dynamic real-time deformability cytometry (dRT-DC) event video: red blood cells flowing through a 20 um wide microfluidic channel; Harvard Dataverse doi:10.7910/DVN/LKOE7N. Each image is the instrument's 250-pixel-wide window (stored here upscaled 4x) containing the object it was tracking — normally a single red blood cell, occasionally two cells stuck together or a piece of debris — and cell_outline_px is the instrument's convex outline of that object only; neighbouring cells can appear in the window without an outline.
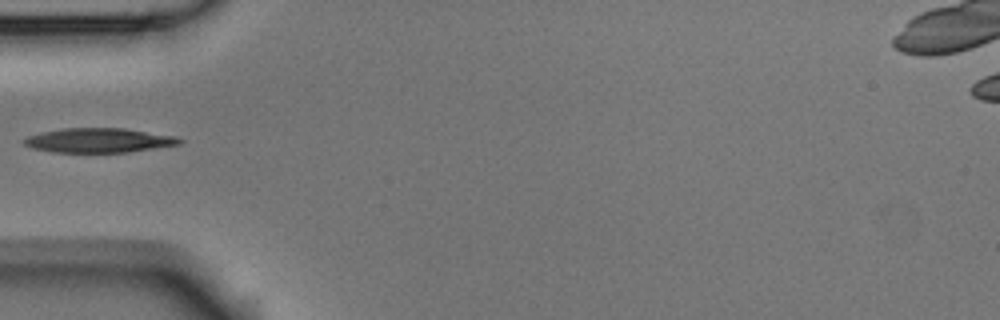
{"species": "Egyptian fruit bat (a non-hibernating species)", "species_latin": "Rousettus aegyptiacus", "temperature_condition": "room temperature", "stored_images_in_passage": 37, "camera_frame_rate_fps": 3000, "um_per_image_px": 0.085, "animal": {"sex": "male"}, "frame": {"image": 1, "passage_image": 1, "time_ms": 0.0, "image_size_px": [1000, 320], "cell_outline_px": [[184, 140], [180, 144], [128, 152], [52, 152], [32, 148], [24, 144], [20, 140], [28, 136], [40, 132], [64, 128], [124, 128], [176, 136]], "centroid_in_image_um": [8.37, 11.92], "position_along_channel_um": 76.6, "area_um2": 22.2}}
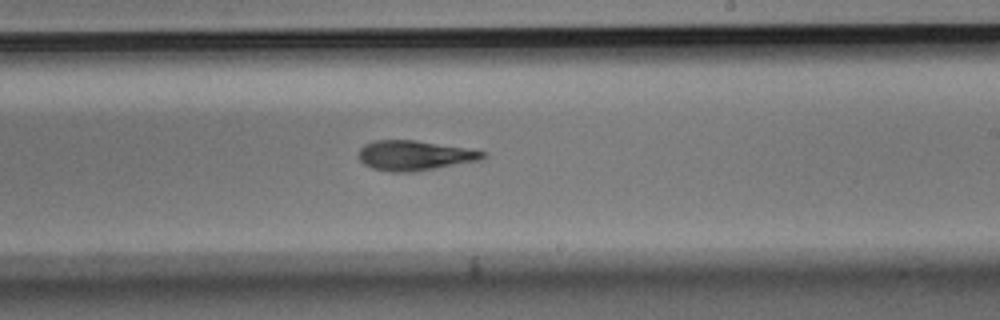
{"frame": {"image": 2, "passage_image": 15, "time_ms": 4.667, "image_size_px": [1000, 320], "cell_outline_px": [[488, 152], [480, 160], [412, 172], [392, 172], [372, 168], [364, 164], [360, 160], [360, 148], [364, 144], [372, 140], [416, 140]], "centroid_in_image_um": [35.2, 13.21], "position_along_channel_um": 253.8, "area_um2": 21.39}}
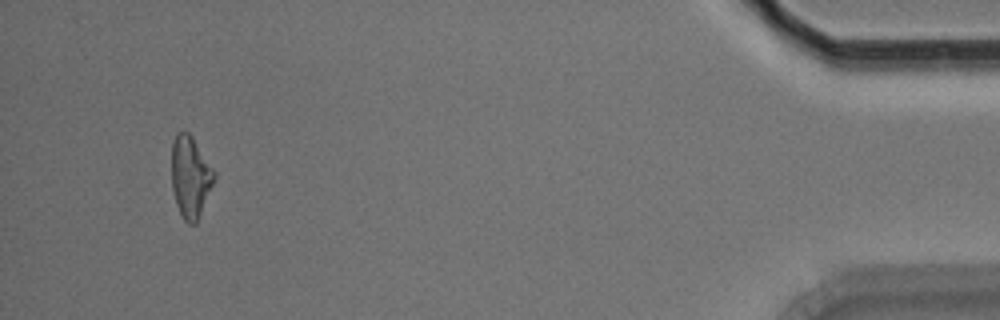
{"frame": {"image": 3, "passage_image": 34, "time_ms": 11.0, "image_size_px": [1000, 320], "cell_outline_px": [[216, 176], [200, 216], [196, 224], [188, 224], [184, 220], [176, 204], [172, 188], [172, 144], [176, 136], [180, 132], [188, 132], [192, 136], [216, 172]], "centroid_in_image_um": [16.2, 15.06], "position_along_channel_um": 419.0, "area_um2": 20.17}}